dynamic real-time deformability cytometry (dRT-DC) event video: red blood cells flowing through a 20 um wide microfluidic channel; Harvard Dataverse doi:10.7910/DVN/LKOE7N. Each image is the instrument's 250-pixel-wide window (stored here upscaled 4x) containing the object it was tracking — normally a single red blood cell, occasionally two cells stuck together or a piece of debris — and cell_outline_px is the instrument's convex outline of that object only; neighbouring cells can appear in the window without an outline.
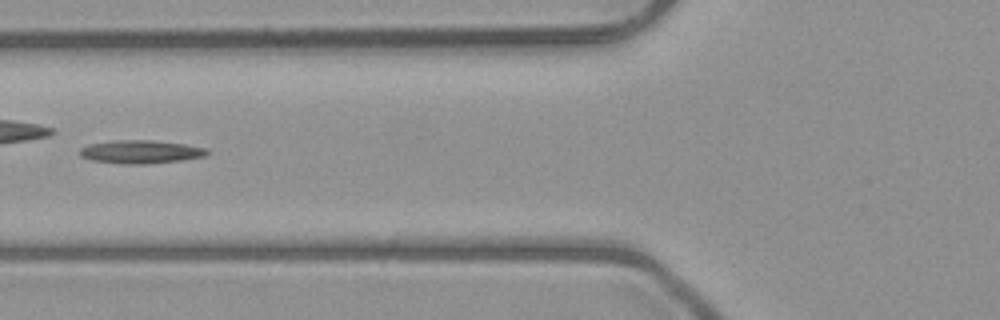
{"species": "common noctule bat (a hibernating species)", "species_latin": "Nyctalus noctula", "temperature_condition": "room temperature", "stored_images_in_passage": 6, "camera_frame_rate_fps": 3000, "um_per_image_px": 0.085, "animal": {"sex": "male", "body_mass_g": 23.1, "forearm_length_mm": 52.7}, "frame": {"image": 1, "passage_image": 5, "time_ms": 4.667, "image_size_px": [1000, 320], "cell_outline_px": [[208, 152], [204, 156], [180, 160], [144, 164], [124, 164], [92, 160], [80, 156], [80, 148], [88, 144], [112, 140], [152, 140], [184, 144], [208, 148]], "centroid_in_image_um": [11.93, 12.89], "position_along_channel_um": 113.9, "area_um2": 17.17}}
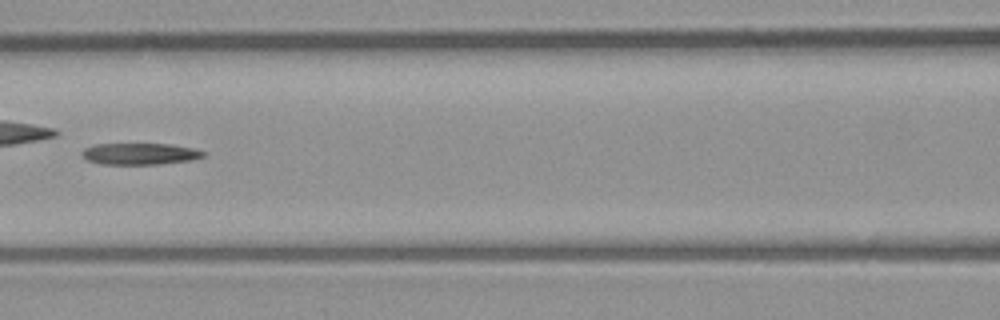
{"frame": {"image": 2, "passage_image": 6, "time_ms": 5.667, "image_size_px": [1000, 320], "cell_outline_px": [[204, 156], [192, 160], [156, 164], [100, 164], [88, 160], [80, 156], [80, 152], [84, 148], [96, 144], [172, 144], [192, 148], [204, 152]], "centroid_in_image_um": [11.83, 13.07], "position_along_channel_um": 154.8, "area_um2": 15.2}}